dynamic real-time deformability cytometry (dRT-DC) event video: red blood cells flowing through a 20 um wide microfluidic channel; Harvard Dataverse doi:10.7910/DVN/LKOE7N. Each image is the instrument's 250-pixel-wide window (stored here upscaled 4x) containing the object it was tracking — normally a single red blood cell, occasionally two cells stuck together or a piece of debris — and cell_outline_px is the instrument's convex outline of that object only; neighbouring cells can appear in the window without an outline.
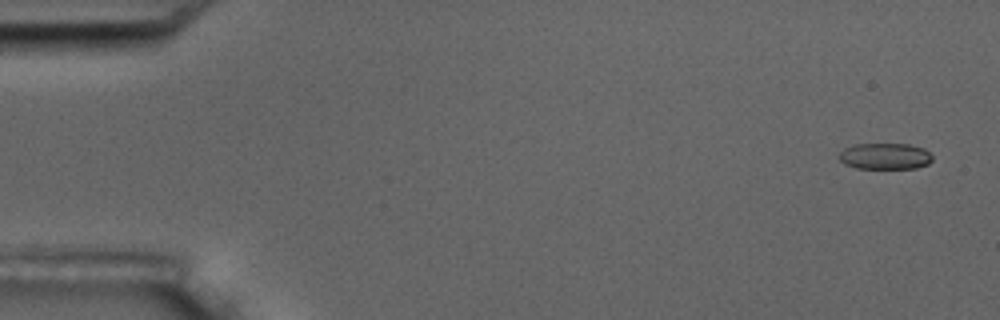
{"species": "common noctule bat (a hibernating species)", "species_latin": "Nyctalus noctula", "temperature_condition": "room temperature", "stored_images_in_passage": 6, "camera_frame_rate_fps": 3000, "um_per_image_px": 0.085, "animal": {"sex": "male", "body_mass_g": 17.5, "forearm_length_mm": 52.3}, "frame": {"image": 1, "passage_image": 1, "time_ms": 0.0, "image_size_px": [1000, 320], "cell_outline_px": [[932, 160], [928, 164], [916, 168], [856, 168], [844, 164], [840, 160], [840, 152], [844, 148], [856, 144], [908, 144], [924, 148], [932, 156]], "centroid_in_image_um": [75.23, 13.28], "position_along_channel_um": 9.8, "area_um2": 14.22}}
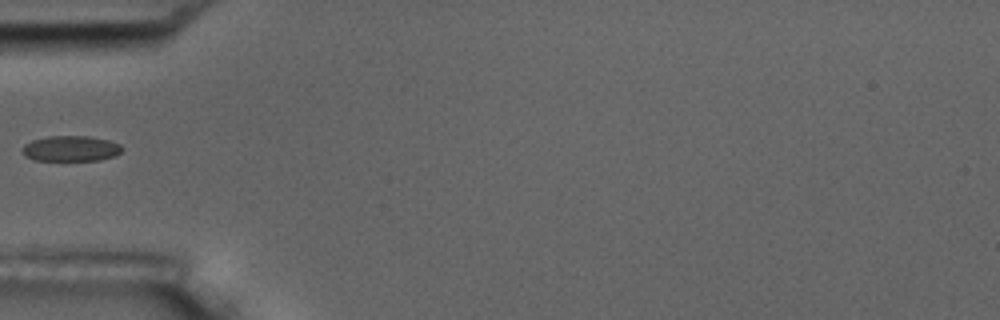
{"frame": {"image": 2, "passage_image": 5, "time_ms": 5.667, "image_size_px": [1000, 320], "cell_outline_px": [[124, 148], [116, 156], [100, 160], [36, 160], [24, 156], [20, 148], [24, 144], [32, 140], [48, 136], [88, 136], [108, 140], [120, 144]], "centroid_in_image_um": [6.01, 12.62], "position_along_channel_um": 79.0, "area_um2": 14.97}}